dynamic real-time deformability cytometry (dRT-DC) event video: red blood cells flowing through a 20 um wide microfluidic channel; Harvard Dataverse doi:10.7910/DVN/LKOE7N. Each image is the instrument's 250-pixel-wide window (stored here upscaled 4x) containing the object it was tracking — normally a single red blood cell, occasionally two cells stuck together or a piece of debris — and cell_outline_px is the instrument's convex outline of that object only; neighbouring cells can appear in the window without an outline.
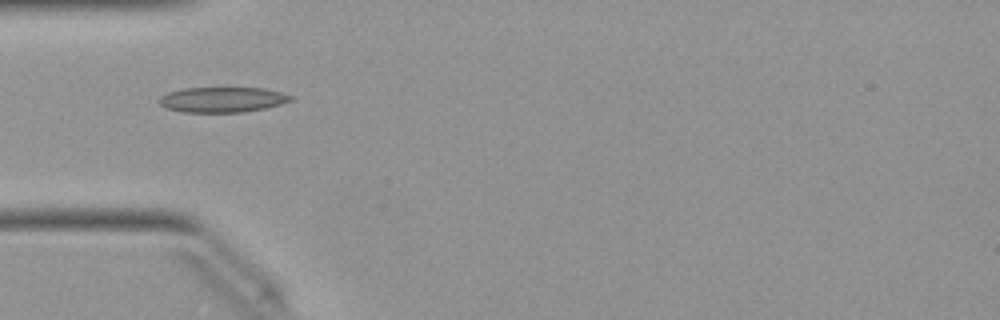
{"species": "Egyptian fruit bat (a non-hibernating species)", "species_latin": "Rousettus aegyptiacus", "temperature_condition": "warm", "stored_images_in_passage": 35, "camera_frame_rate_fps": 3000, "um_per_image_px": 0.085, "animal": {"sex": "female"}, "frame": {"image": 1, "passage_image": 1, "time_ms": 0.0, "image_size_px": [1000, 320], "cell_outline_px": [[292, 100], [280, 104], [264, 108], [244, 112], [184, 112], [164, 108], [156, 100], [160, 96], [168, 92], [184, 88], [264, 88], [280, 92], [292, 96]], "centroid_in_image_um": [18.84, 8.47], "position_along_channel_um": 66.2, "area_um2": 19.36}}
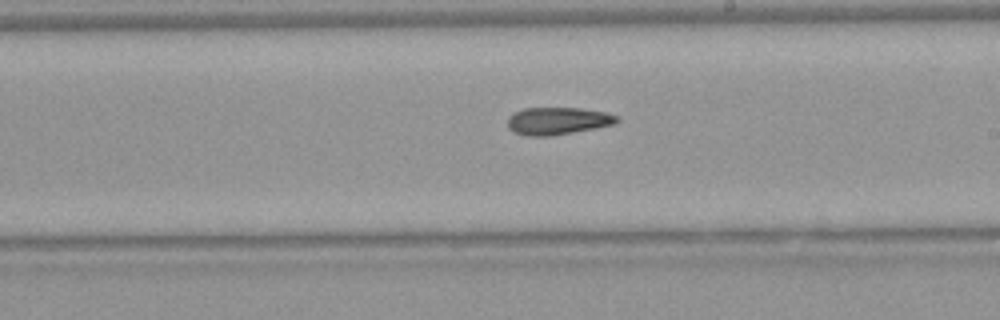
{"frame": {"image": 2, "passage_image": 14, "time_ms": 4.333, "image_size_px": [1000, 320], "cell_outline_px": [[620, 120], [616, 124], [596, 128], [552, 136], [528, 136], [512, 132], [508, 128], [508, 116], [524, 108], [580, 108], [604, 112], [620, 116]], "centroid_in_image_um": [47.42, 10.28], "position_along_channel_um": 241.6, "area_um2": 17.63}}
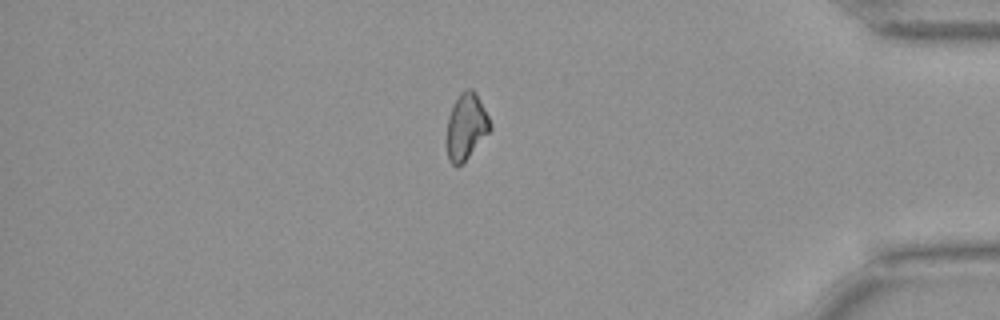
{"frame": {"image": 3, "passage_image": 28, "time_ms": 9.0, "image_size_px": [1000, 320], "cell_outline_px": [[492, 128], [468, 156], [456, 168], [448, 160], [448, 116], [460, 92], [468, 88], [472, 88], [476, 92], [492, 124]], "centroid_in_image_um": [39.64, 10.72], "position_along_channel_um": 395.6, "area_um2": 16.3}, "authors_computed_cell_mechanics": {"area_um2": 17.3978, "velocity_mm_per_s": 4.0517, "shape_relaxation_time_tau1_ms": 10.6755, "shape_relaxation_time_tau2_ms": 6.3002, "deformation_change_tau1": 0.2013, "deformation_change_tau2": 0.132}}